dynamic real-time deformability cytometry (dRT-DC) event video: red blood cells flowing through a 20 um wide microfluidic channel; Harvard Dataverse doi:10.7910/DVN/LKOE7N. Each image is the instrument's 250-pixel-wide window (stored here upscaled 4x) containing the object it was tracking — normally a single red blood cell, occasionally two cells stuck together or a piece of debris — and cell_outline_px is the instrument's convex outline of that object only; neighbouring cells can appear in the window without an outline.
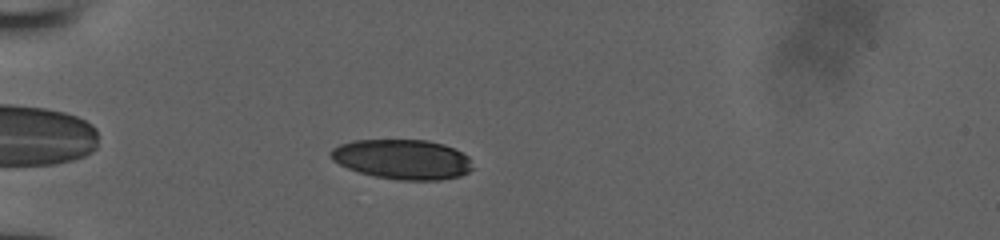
{"species": "human", "species_latin": "Homo sapiens", "temperature_condition": "room temperature", "stored_images_in_passage": 38, "camera_frame_rate_fps": 3000, "um_per_image_px": 0.085, "donor": {"sex": "male"}, "frame": {"image": 1, "passage_image": 4, "time_ms": 1.0, "image_size_px": [1000, 240], "cell_outline_px": [[472, 168], [468, 172], [460, 176], [440, 180], [396, 180], [376, 176], [360, 172], [348, 168], [332, 160], [328, 152], [332, 148], [340, 144], [352, 140], [428, 140], [444, 144], [468, 156]], "centroid_in_image_um": [34.18, 13.54], "position_along_channel_um": 50.8, "area_um2": 32.89}}
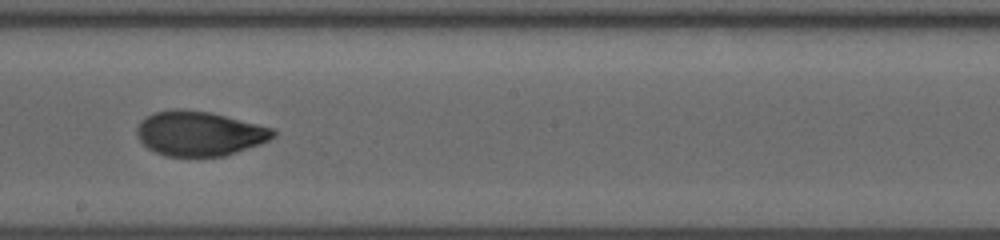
{"frame": {"image": 2, "passage_image": 18, "time_ms": 5.667, "image_size_px": [1000, 240], "cell_outline_px": [[276, 136], [260, 144], [224, 156], [164, 156], [148, 148], [136, 136], [136, 128], [140, 120], [156, 112], [176, 108], [180, 108], [212, 112], [276, 128]], "centroid_in_image_um": [16.97, 11.33], "position_along_channel_um": 231.2, "area_um2": 35.78}}
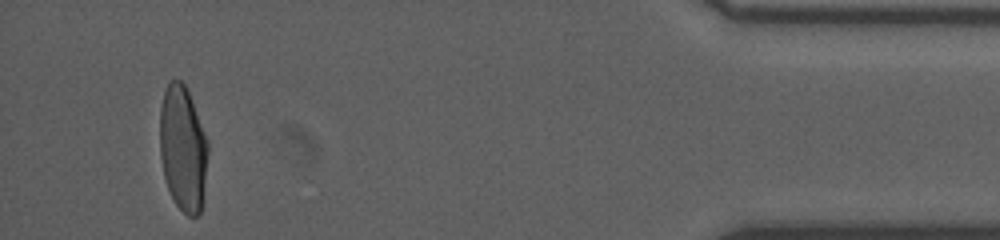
{"frame": {"image": 3, "passage_image": 36, "time_ms": 11.667, "image_size_px": [1000, 240], "cell_outline_px": [[208, 152], [200, 212], [196, 216], [188, 216], [176, 204], [168, 188], [164, 176], [160, 156], [160, 108], [164, 92], [168, 84], [172, 80], [180, 80], [184, 84], [188, 92], [208, 140]], "centroid_in_image_um": [15.53, 12.6], "position_along_channel_um": 419.7, "area_um2": 34.68}}